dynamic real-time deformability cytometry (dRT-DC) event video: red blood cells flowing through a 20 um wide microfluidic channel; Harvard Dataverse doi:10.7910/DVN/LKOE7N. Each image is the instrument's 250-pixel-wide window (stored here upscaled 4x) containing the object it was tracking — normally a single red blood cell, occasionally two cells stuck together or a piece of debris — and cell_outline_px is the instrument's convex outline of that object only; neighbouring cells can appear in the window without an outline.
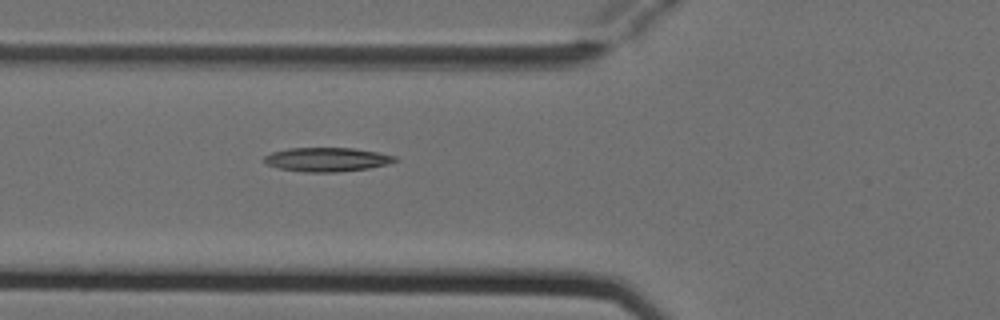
{"species": "Egyptian fruit bat (a non-hibernating species)", "species_latin": "Rousettus aegyptiacus", "temperature_condition": "cold", "stored_images_in_passage": 6, "camera_frame_rate_fps": 3000, "um_per_image_px": 0.085, "animal": {"sex": "female"}, "frame": {"image": 1, "passage_image": 6, "time_ms": 1.667, "image_size_px": [1000, 320], "cell_outline_px": [[400, 160], [388, 164], [368, 168], [336, 172], [304, 172], [276, 168], [268, 164], [264, 160], [264, 156], [272, 152], [288, 148], [352, 148], [376, 152], [396, 156]], "centroid_in_image_um": [27.79, 13.56], "position_along_channel_um": 98.0, "area_um2": 18.26}}